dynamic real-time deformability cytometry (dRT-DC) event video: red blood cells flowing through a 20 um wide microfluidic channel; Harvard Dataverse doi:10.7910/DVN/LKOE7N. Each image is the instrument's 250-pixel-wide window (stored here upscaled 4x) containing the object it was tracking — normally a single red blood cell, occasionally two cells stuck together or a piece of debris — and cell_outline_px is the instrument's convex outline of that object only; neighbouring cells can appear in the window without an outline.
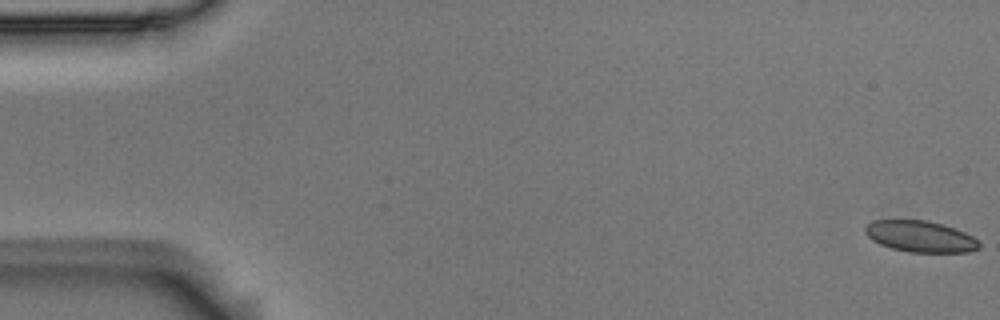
{"species": "Egyptian fruit bat (a non-hibernating species)", "species_latin": "Rousettus aegyptiacus", "temperature_condition": "room temperature", "stored_images_in_passage": 15, "camera_frame_rate_fps": 3000, "um_per_image_px": 0.085, "animal": {"sex": "male"}, "frame": {"image": 1, "passage_image": 1, "time_ms": 0.0, "image_size_px": [1000, 320], "cell_outline_px": [[980, 248], [968, 252], [908, 252], [892, 248], [880, 244], [872, 240], [864, 232], [864, 228], [872, 220], [928, 220], [964, 232], [972, 236], [980, 244]], "centroid_in_image_um": [78.2, 20.1], "position_along_channel_um": 6.8, "area_um2": 20.63}}
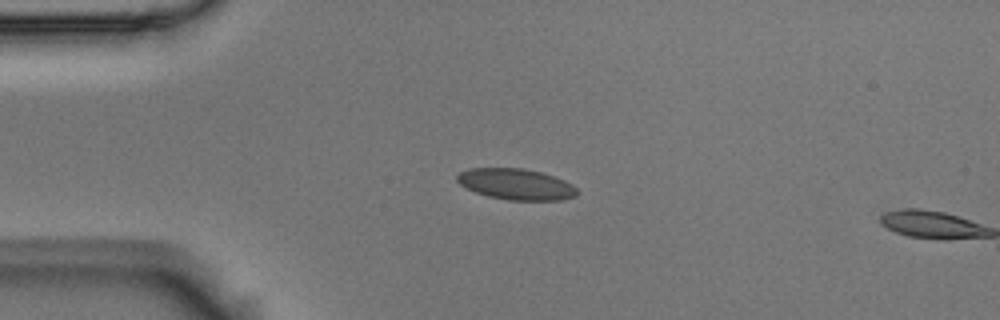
{"frame": {"image": 2, "passage_image": 14, "time_ms": 4.333, "image_size_px": [1000, 320], "cell_outline_px": [[576, 196], [560, 200], [508, 200], [488, 196], [476, 192], [460, 184], [456, 180], [456, 176], [460, 172], [468, 168], [524, 168], [540, 172], [564, 180], [572, 184], [576, 188]], "centroid_in_image_um": [43.85, 15.65], "position_along_channel_um": 41.2, "area_um2": 21.56}}